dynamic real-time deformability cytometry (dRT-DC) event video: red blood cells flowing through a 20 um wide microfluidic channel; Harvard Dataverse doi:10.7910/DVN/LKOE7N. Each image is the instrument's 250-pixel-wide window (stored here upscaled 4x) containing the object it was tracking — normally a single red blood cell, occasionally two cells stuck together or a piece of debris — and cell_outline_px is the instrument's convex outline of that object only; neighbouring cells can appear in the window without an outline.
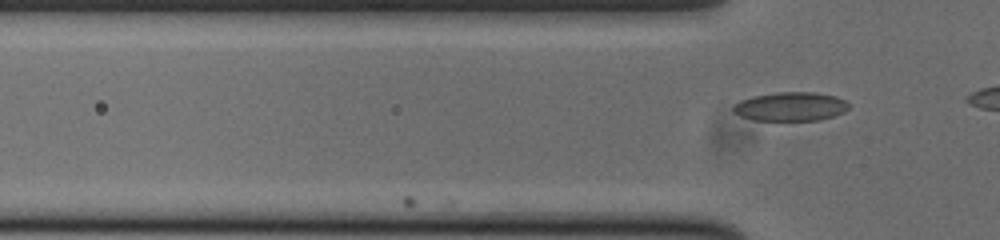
{"species": "common noctule bat (a hibernating species)", "species_latin": "Nyctalus noctula", "temperature_condition": "cold", "stored_images_in_passage": 3, "camera_frame_rate_fps": 3000, "um_per_image_px": 0.085, "animal": {"sex": "male", "body_mass_g": 20.0, "forearm_length_mm": 53.3}, "frame": {"image": 1, "passage_image": 3, "time_ms": 0.667, "image_size_px": [1000, 240], "cell_outline_px": [[848, 108], [844, 112], [820, 120], [756, 120], [740, 116], [732, 112], [732, 104], [740, 100], [752, 96], [776, 92], [812, 92], [836, 96], [844, 100], [848, 104]], "centroid_in_image_um": [67.15, 9.05], "position_along_channel_um": 58.7, "area_um2": 19.48}}